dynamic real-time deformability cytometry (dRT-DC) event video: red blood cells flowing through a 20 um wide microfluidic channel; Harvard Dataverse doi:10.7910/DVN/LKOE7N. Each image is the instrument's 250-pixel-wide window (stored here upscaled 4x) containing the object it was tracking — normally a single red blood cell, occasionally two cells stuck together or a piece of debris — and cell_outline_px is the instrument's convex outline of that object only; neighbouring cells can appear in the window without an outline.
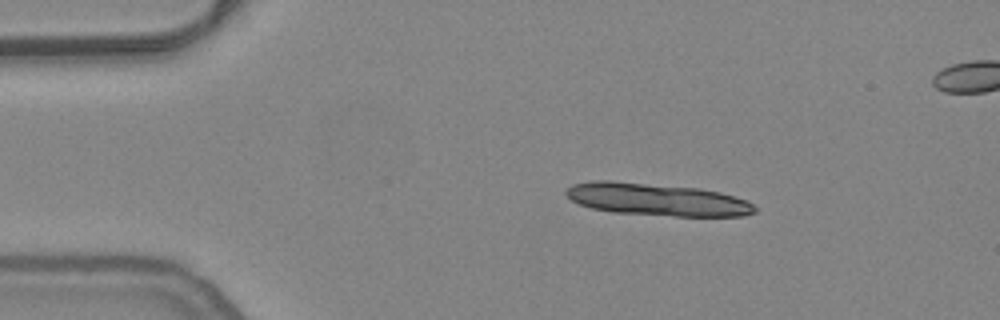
{"species": "common noctule bat (a hibernating species)", "species_latin": "Nyctalus noctula", "temperature_condition": "warm", "stored_images_in_passage": 7, "camera_frame_rate_fps": 3000, "um_per_image_px": 0.085, "animal": {"sex": "female", "body_mass_g": 24.6, "forearm_length_mm": 56.2}, "frame": {"image": 1, "passage_image": 1, "time_ms": 0.0, "image_size_px": [1000, 320], "cell_outline_px": [[756, 212], [744, 216], [676, 216], [616, 212], [592, 208], [580, 204], [572, 200], [564, 192], [572, 184], [592, 180], [612, 180], [700, 188], [720, 192], [748, 200], [756, 208]], "centroid_in_image_um": [55.86, 16.94], "position_along_channel_um": 29.1, "area_um2": 35.66}}